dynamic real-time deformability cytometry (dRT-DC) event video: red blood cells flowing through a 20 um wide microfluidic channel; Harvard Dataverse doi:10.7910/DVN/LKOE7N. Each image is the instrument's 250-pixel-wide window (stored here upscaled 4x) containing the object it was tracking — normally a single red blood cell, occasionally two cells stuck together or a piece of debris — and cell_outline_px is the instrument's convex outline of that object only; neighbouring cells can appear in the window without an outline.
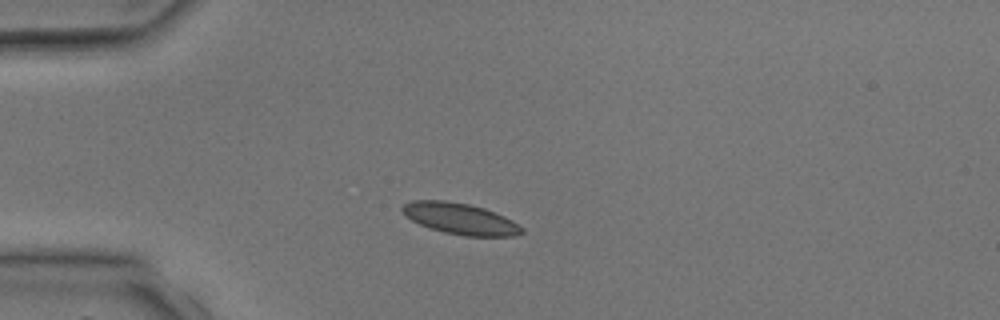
{"species": "common noctule bat (a hibernating species)", "species_latin": "Nyctalus noctula", "temperature_condition": "room temperature", "stored_images_in_passage": 3, "camera_frame_rate_fps": 3000, "um_per_image_px": 0.085, "animal": {"sex": "male", "body_mass_g": 17.9, "forearm_length_mm": 54.2}, "frame": {"image": 1, "passage_image": 3, "time_ms": 2.333, "image_size_px": [1000, 320], "cell_outline_px": [[524, 232], [512, 236], [464, 236], [444, 232], [420, 224], [404, 216], [400, 208], [404, 204], [412, 200], [444, 200], [468, 204], [484, 208], [504, 216], [512, 220], [524, 228]], "centroid_in_image_um": [39.1, 18.58], "position_along_channel_um": 45.9, "area_um2": 21.68}}